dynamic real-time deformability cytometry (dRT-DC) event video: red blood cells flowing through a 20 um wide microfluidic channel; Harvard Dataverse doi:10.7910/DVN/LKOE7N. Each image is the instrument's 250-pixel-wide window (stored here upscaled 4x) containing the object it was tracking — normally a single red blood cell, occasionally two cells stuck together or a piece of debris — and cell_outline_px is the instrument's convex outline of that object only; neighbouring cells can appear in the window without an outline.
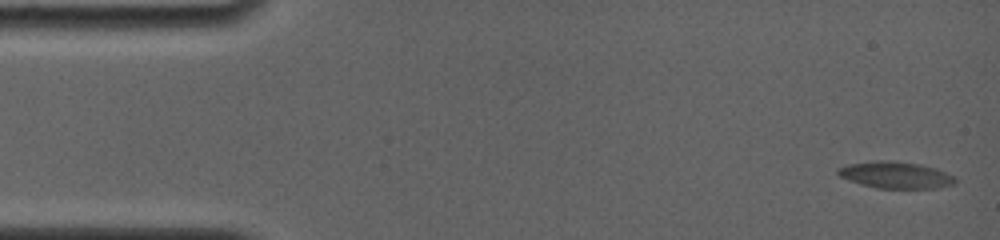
{"species": "common noctule bat (a hibernating species)", "species_latin": "Nyctalus noctula", "temperature_condition": "room temperature", "stored_images_in_passage": 6, "camera_frame_rate_fps": 4000, "um_per_image_px": 0.085, "animal": {"sex": "female", "body_mass_g": 19.0, "forearm_length_mm": 56.7}, "frame": {"image": 1, "passage_image": 1, "time_ms": 0.0, "image_size_px": [1000, 240], "cell_outline_px": [[956, 184], [936, 188], [876, 188], [848, 180], [840, 176], [836, 172], [840, 168], [848, 164], [876, 160], [884, 160], [920, 164], [936, 168], [952, 176], [956, 180]], "centroid_in_image_um": [76.13, 14.88], "position_along_channel_um": 8.9, "area_um2": 18.03}}
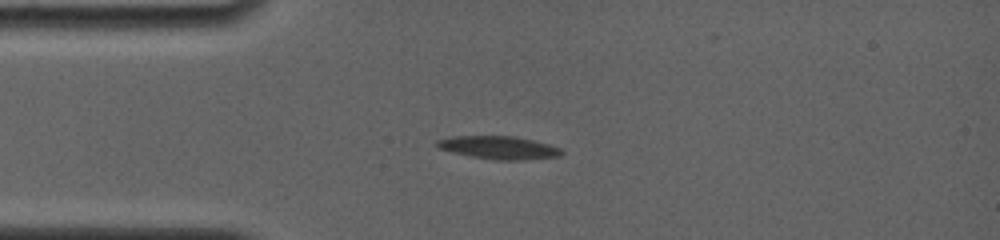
{"frame": {"image": 2, "passage_image": 5, "time_ms": 3.75, "image_size_px": [1000, 240], "cell_outline_px": [[564, 152], [560, 156], [524, 160], [496, 160], [472, 156], [452, 152], [440, 148], [436, 144], [436, 140], [452, 136], [516, 136], [548, 144], [560, 148]], "centroid_in_image_um": [42.42, 12.54], "position_along_channel_um": 42.6, "area_um2": 16.59}}